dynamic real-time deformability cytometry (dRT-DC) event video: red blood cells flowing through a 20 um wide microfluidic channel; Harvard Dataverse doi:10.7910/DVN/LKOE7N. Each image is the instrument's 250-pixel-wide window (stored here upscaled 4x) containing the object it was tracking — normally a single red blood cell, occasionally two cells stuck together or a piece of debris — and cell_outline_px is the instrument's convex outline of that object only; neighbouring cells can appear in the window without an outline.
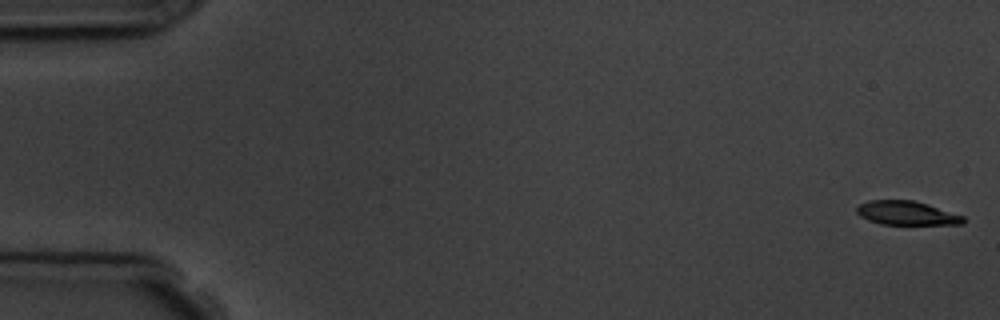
{"species": "common noctule bat (a hibernating species)", "species_latin": "Nyctalus noctula", "temperature_condition": "room temperature", "stored_images_in_passage": 3, "camera_frame_rate_fps": 3000, "um_per_image_px": 0.085, "animal": {"sex": "male", "body_mass_g": 19.5, "forearm_length_mm": 54.6}, "frame": {"image": 1, "passage_image": 1, "time_ms": 0.0, "image_size_px": [1000, 320], "cell_outline_px": [[964, 224], [880, 224], [868, 220], [860, 216], [856, 212], [856, 208], [860, 204], [868, 200], [912, 200], [928, 204], [964, 216]], "centroid_in_image_um": [77.04, 18.11], "position_along_channel_um": 8.0, "area_um2": 14.8}}